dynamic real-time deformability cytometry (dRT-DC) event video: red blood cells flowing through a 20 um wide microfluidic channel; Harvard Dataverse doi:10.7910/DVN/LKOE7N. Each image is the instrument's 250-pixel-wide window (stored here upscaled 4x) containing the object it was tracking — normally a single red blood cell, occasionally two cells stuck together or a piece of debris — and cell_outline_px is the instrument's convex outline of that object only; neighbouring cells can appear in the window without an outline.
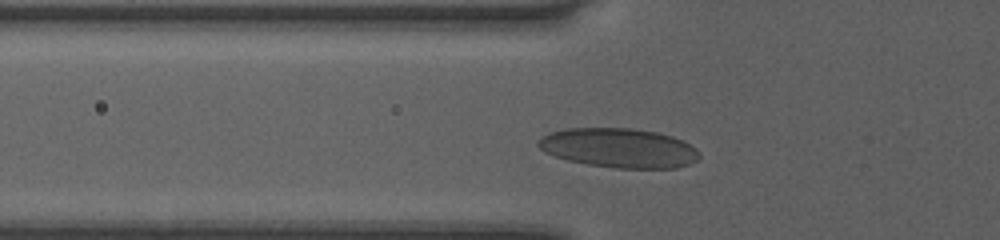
{"species": "human", "species_latin": "Homo sapiens", "temperature_condition": "room temperature", "stored_images_in_passage": 39, "camera_frame_rate_fps": 3000, "um_per_image_px": 0.085, "donor": {"sex": "female"}, "frame": {"image": 1, "passage_image": 12, "time_ms": 3.667, "image_size_px": [1000, 240], "cell_outline_px": [[700, 156], [696, 160], [688, 164], [676, 168], [616, 168], [588, 164], [568, 160], [544, 152], [536, 144], [536, 140], [548, 132], [564, 128], [632, 128], [656, 132], [672, 136], [696, 148], [700, 152]], "centroid_in_image_um": [52.57, 12.57], "position_along_channel_um": 73.2, "area_um2": 37.05}}
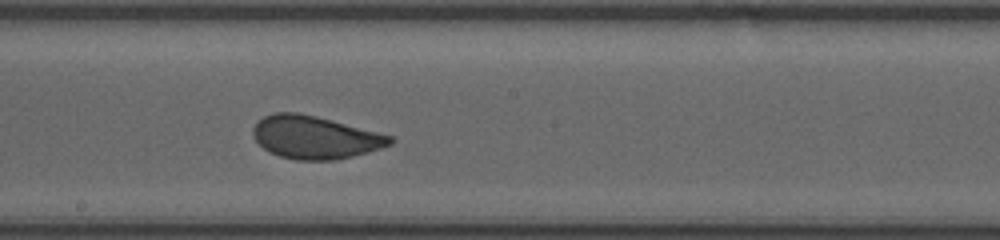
{"frame": {"image": 2, "passage_image": 23, "time_ms": 7.333, "image_size_px": [1000, 240], "cell_outline_px": [[396, 140], [392, 144], [368, 152], [336, 160], [296, 160], [280, 156], [268, 152], [252, 136], [252, 128], [264, 116], [272, 112], [296, 112], [316, 116], [392, 136]], "centroid_in_image_um": [26.76, 11.67], "position_along_channel_um": 221.4, "area_um2": 34.1}}
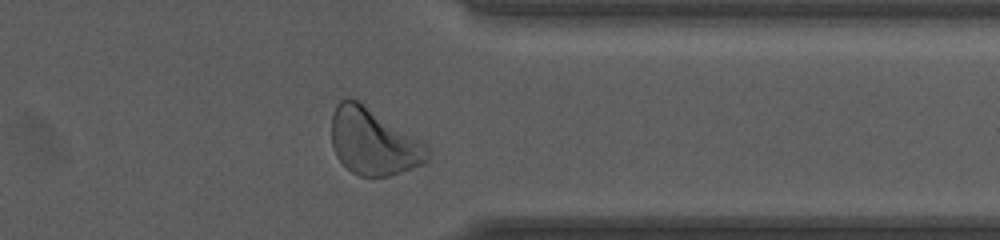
{"frame": {"image": 3, "passage_image": 35, "time_ms": 11.333, "image_size_px": [1000, 240], "cell_outline_px": [[432, 152], [428, 160], [424, 164], [388, 176], [360, 176], [352, 172], [336, 156], [332, 148], [332, 112], [336, 104], [340, 100], [348, 96], [352, 96], [424, 144]], "centroid_in_image_um": [31.7, 12.04], "position_along_channel_um": 379.7, "area_um2": 36.93}, "authors_computed_cell_mechanics": {"area_um2": 34.6222, "velocity_mm_per_s": 4.0361, "shape_relaxation_time_tau1_ms": 4.1061, "shape_relaxation_time_tau2_ms": null, "deformation_change_tau1": 0.1132, "deformation_change_tau2": null}}